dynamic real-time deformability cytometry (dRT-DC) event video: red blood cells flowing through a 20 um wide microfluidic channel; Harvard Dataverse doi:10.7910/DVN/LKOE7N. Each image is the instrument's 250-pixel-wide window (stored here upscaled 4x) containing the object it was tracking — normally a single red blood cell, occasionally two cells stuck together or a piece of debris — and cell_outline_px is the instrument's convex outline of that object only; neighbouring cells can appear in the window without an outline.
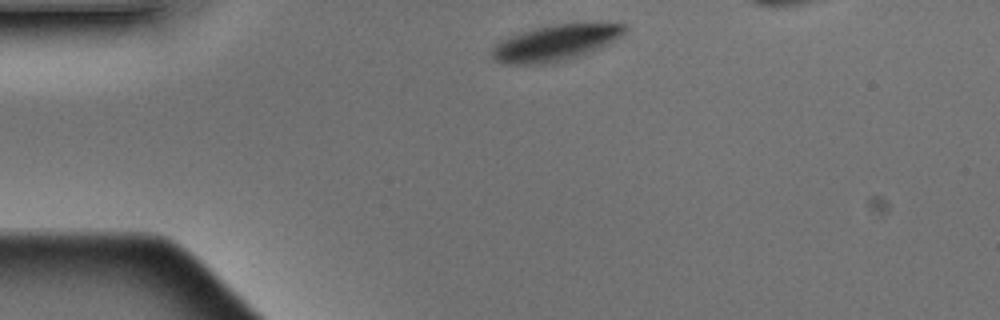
{"species": "Egyptian fruit bat (a non-hibernating species)", "species_latin": "Rousettus aegyptiacus", "temperature_condition": "warm", "stored_images_in_passage": 3, "camera_frame_rate_fps": 3000, "um_per_image_px": 0.085, "animal": {"sex": "male"}, "frame": {"image": 1, "passage_image": 2, "time_ms": 0.333, "image_size_px": [1000, 320], "cell_outline_px": [[628, 28], [620, 36], [588, 52], [560, 60], [544, 64], [504, 64], [496, 60], [492, 56], [492, 48], [500, 40], [536, 28], [556, 24], [628, 24]], "centroid_in_image_um": [47.15, 3.64], "position_along_channel_um": 37.8, "area_um2": 26.65}}